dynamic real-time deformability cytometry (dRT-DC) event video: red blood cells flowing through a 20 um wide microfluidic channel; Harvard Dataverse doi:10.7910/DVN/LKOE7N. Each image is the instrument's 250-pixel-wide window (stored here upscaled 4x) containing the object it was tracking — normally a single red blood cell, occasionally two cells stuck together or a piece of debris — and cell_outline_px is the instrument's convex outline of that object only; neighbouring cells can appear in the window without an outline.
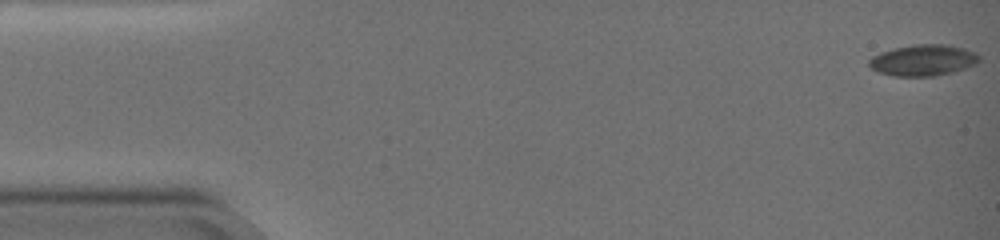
{"species": "common noctule bat (a hibernating species)", "species_latin": "Nyctalus noctula", "temperature_condition": "warm", "stored_images_in_passage": 67, "camera_frame_rate_fps": 3000, "um_per_image_px": 0.085, "animal": {"sex": "female", "body_mass_g": 19.0, "forearm_length_mm": 51.5}, "frame": {"image": 1, "passage_image": 1, "time_ms": 0.0, "image_size_px": [1000, 240], "cell_outline_px": [[980, 60], [964, 68], [952, 72], [936, 76], [892, 76], [880, 72], [872, 68], [868, 64], [868, 60], [884, 52], [900, 48], [936, 44], [960, 48], [972, 52]], "centroid_in_image_um": [78.44, 5.17], "position_along_channel_um": 6.6, "area_um2": 18.79}}
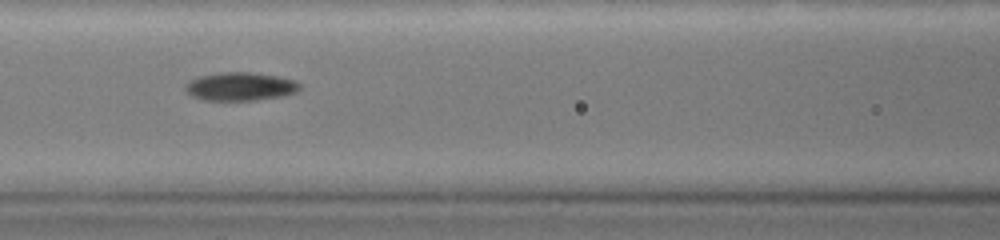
{"frame": {"image": 2, "passage_image": 30, "time_ms": 9.667, "image_size_px": [1000, 240], "cell_outline_px": [[300, 84], [296, 92], [280, 96], [256, 100], [208, 100], [192, 96], [188, 92], [188, 84], [192, 80], [204, 76], [228, 72], [244, 72], [272, 76], [292, 80]], "centroid_in_image_um": [20.45, 7.37], "position_along_channel_um": 146.1, "area_um2": 17.86}}
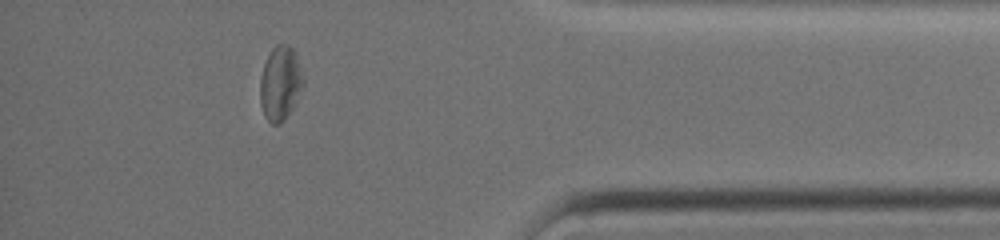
{"frame": {"image": 3, "passage_image": 59, "time_ms": 19.333, "image_size_px": [1000, 240], "cell_outline_px": [[304, 88], [292, 108], [284, 120], [276, 124], [272, 124], [264, 116], [260, 104], [260, 80], [264, 64], [272, 48], [276, 44], [288, 44], [296, 52], [304, 76]], "centroid_in_image_um": [23.85, 7.06], "position_along_channel_um": 411.4, "area_um2": 18.9}, "authors_computed_cell_mechanics": {"area_um2": 17.8602, "velocity_mm_per_s": 2.9399, "shape_relaxation_time_tau1_ms": 6.6327, "shape_relaxation_time_tau2_ms": 6.3035, "deformation_change_tau1": 0.1708, "deformation_change_tau2": 0.0865}}